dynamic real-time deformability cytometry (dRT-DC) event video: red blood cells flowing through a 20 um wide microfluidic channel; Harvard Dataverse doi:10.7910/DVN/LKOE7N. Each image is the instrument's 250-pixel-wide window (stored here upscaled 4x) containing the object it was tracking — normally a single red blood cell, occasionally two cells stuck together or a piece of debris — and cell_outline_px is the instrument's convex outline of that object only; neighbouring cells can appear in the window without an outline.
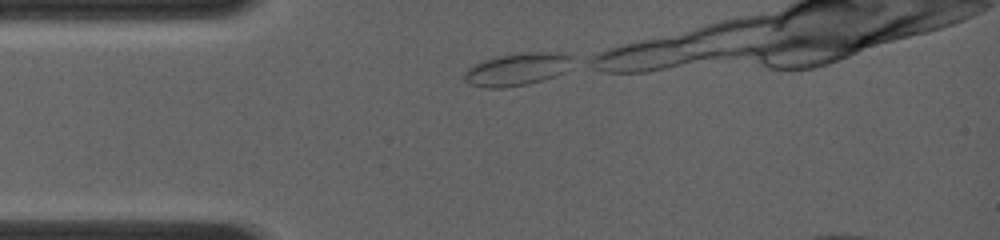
{"species": "common noctule bat (a hibernating species)", "species_latin": "Nyctalus noctula", "temperature_condition": "room temperature", "stored_images_in_passage": 10, "camera_frame_rate_fps": 4000, "um_per_image_px": 0.085, "animal": {"sex": "female", "body_mass_g": 19.0, "forearm_length_mm": 56.7}, "frame": {"image": 1, "passage_image": 1, "time_ms": 0.0, "image_size_px": [1000, 240], "cell_outline_px": [[572, 56], [564, 72], [544, 80], [528, 84], [504, 88], [488, 88], [472, 84], [464, 80], [464, 72], [468, 68], [484, 60], [500, 56], [528, 52], [564, 52]], "centroid_in_image_um": [43.95, 5.89], "position_along_channel_um": 41.0, "area_um2": 20.23}}
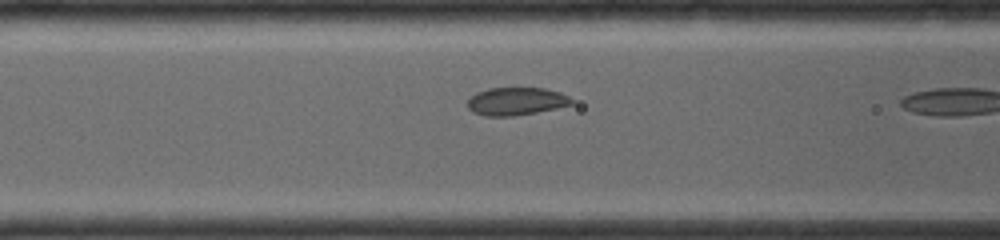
{"frame": {"image": 2, "passage_image": 9, "time_ms": 2.25, "image_size_px": [1000, 240], "cell_outline_px": [[572, 104], [556, 108], [536, 112], [512, 116], [484, 116], [472, 112], [468, 108], [468, 100], [476, 92], [488, 88], [544, 88], [560, 92], [568, 96], [572, 100]], "centroid_in_image_um": [43.85, 8.61], "position_along_channel_um": 122.8, "area_um2": 16.82}}